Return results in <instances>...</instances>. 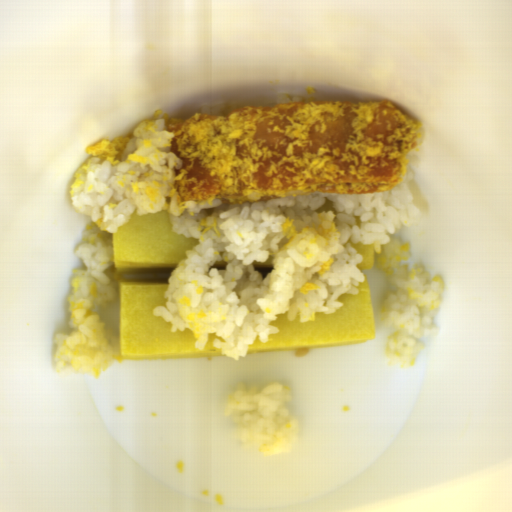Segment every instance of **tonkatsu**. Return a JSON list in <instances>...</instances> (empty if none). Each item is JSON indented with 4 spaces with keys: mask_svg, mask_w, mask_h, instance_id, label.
Here are the masks:
<instances>
[{
    "mask_svg": "<svg viewBox=\"0 0 512 512\" xmlns=\"http://www.w3.org/2000/svg\"><path fill=\"white\" fill-rule=\"evenodd\" d=\"M181 202L257 203L391 190L406 176L420 122L392 101H286L168 124Z\"/></svg>",
    "mask_w": 512,
    "mask_h": 512,
    "instance_id": "obj_1",
    "label": "tonkatsu"
}]
</instances>
